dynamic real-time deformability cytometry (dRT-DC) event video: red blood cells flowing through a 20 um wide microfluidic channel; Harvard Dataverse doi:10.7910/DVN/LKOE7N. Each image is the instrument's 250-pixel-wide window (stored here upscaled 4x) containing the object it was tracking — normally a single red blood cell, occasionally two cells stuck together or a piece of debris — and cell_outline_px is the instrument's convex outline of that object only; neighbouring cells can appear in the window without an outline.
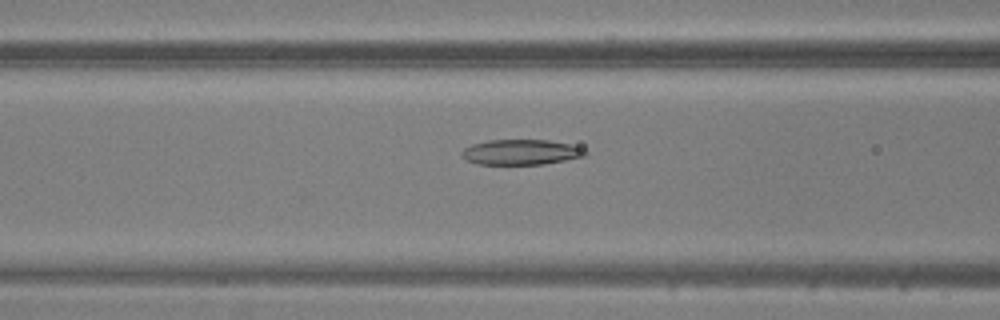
{"species": "common noctule bat (a hibernating species)", "species_latin": "Nyctalus noctula", "temperature_condition": "warm", "stored_images_in_passage": 49, "camera_frame_rate_fps": 3000, "um_per_image_px": 0.085, "animal": {"sex": "male", "body_mass_g": 20.5, "forearm_length_mm": 52.5}, "frame": {"image": 1, "passage_image": 20, "time_ms": 6.333, "image_size_px": [1000, 320], "cell_outline_px": [[588, 152], [584, 156], [544, 164], [476, 164], [468, 160], [460, 152], [464, 148], [472, 144], [488, 140], [548, 140], [568, 144], [584, 148]], "centroid_in_image_um": [44.28, 12.93], "position_along_channel_um": 122.3, "area_um2": 18.03}}
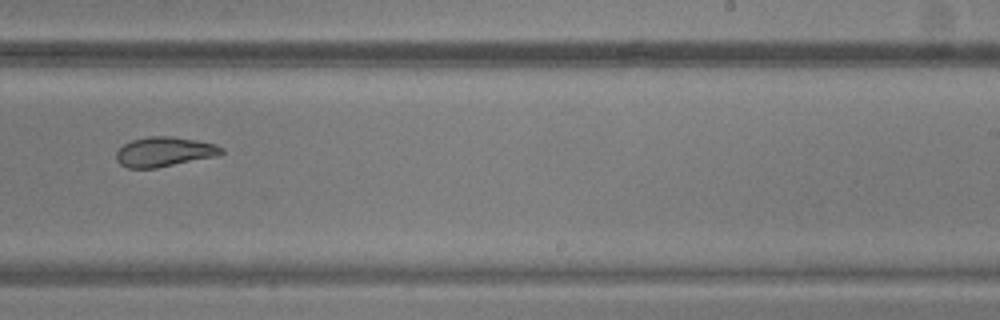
{"frame": {"image": 2, "passage_image": 31, "time_ms": 10.0, "image_size_px": [1000, 320], "cell_outline_px": [[224, 152], [220, 156], [156, 168], [128, 168], [120, 164], [116, 160], [116, 152], [124, 144], [132, 140], [148, 136], [172, 136], [196, 140], [216, 144], [224, 148]], "centroid_in_image_um": [14.01, 12.9], "position_along_channel_um": 275.0, "area_um2": 18.44}}
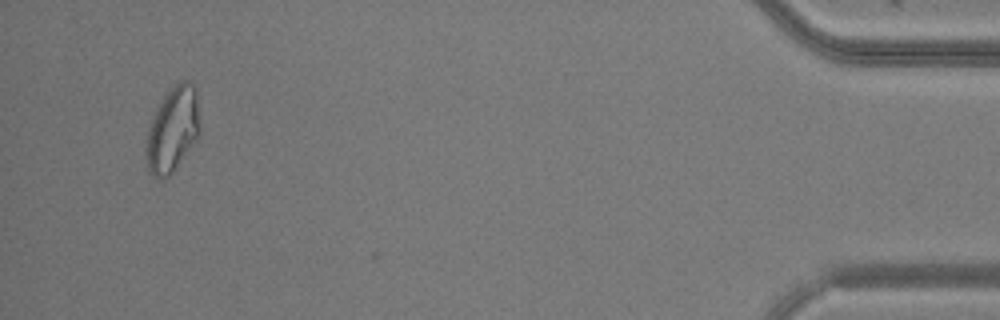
{"frame": {"image": 3, "passage_image": 47, "time_ms": 15.333, "image_size_px": [1000, 320], "cell_outline_px": [[200, 136], [176, 168], [164, 180], [156, 180], [148, 172], [144, 152], [148, 128], [152, 116], [168, 88], [180, 80], [192, 80], [196, 88], [200, 124]], "centroid_in_image_um": [14.66, 11.02], "position_along_channel_um": 420.5, "area_um2": 27.63}}